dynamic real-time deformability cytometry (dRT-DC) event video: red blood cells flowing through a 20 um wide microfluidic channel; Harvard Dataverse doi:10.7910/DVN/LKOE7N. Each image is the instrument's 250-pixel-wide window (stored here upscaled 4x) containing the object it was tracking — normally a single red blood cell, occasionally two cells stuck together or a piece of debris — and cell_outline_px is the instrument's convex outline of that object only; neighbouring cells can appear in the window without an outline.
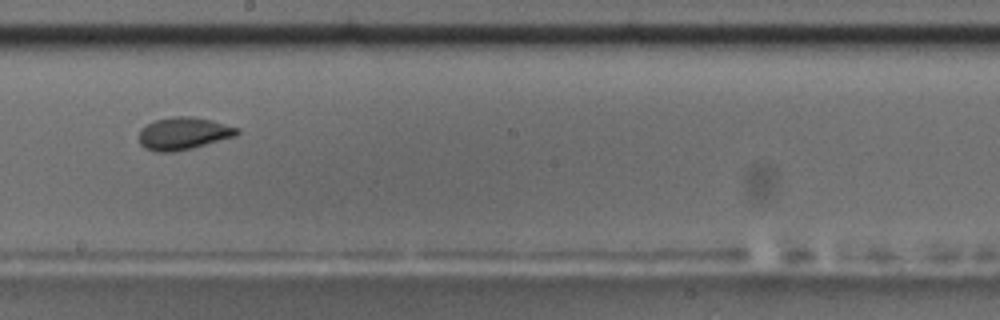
{"species": "common noctule bat (a hibernating species)", "species_latin": "Nyctalus noctula", "temperature_condition": "room temperature", "stored_images_in_passage": 56, "camera_frame_rate_fps": 3000, "um_per_image_px": 0.085, "animal": {"sex": "male", "body_mass_g": 17.5, "forearm_length_mm": 52.3}, "frame": {"image": 1, "passage_image": 32, "time_ms": 10.333, "image_size_px": [1000, 320], "cell_outline_px": [[240, 132], [236, 136], [192, 148], [172, 152], [156, 152], [144, 148], [140, 144], [136, 136], [140, 128], [156, 120], [172, 116], [192, 116], [212, 120], [240, 128]], "centroid_in_image_um": [15.56, 11.34], "position_along_channel_um": 232.6, "area_um2": 18.84}, "authors_computed_cell_mechanics": {"area_um2": 18.8428, "velocity_mm_per_s": 3.6908, "shape_relaxation_time_tau1_ms": 10.2839, "shape_relaxation_time_tau2_ms": 1.1213, "deformation_change_tau1": 0.1756, "deformation_change_tau2": 0.0636}}